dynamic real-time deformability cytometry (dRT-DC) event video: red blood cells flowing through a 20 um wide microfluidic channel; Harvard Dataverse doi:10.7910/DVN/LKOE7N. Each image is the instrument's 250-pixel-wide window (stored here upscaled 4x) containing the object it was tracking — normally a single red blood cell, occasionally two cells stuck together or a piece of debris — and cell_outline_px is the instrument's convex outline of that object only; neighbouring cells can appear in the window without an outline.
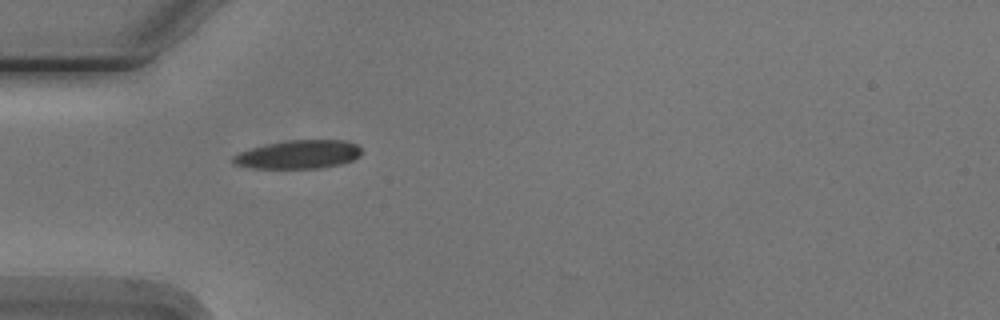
{"species": "Egyptian fruit bat (a non-hibernating species)", "species_latin": "Rousettus aegyptiacus", "temperature_condition": "cold", "stored_images_in_passage": 3, "camera_frame_rate_fps": 3000, "um_per_image_px": 0.085, "animal": {"sex": "male"}, "frame": {"image": 1, "passage_image": 1, "time_ms": 0.0, "image_size_px": [1000, 320], "cell_outline_px": [[360, 156], [352, 160], [340, 164], [320, 168], [252, 168], [232, 164], [232, 156], [240, 152], [252, 148], [268, 144], [288, 140], [344, 140], [356, 144], [360, 148]], "centroid_in_image_um": [25.35, 13.13], "position_along_channel_um": 59.6, "area_um2": 21.21}}
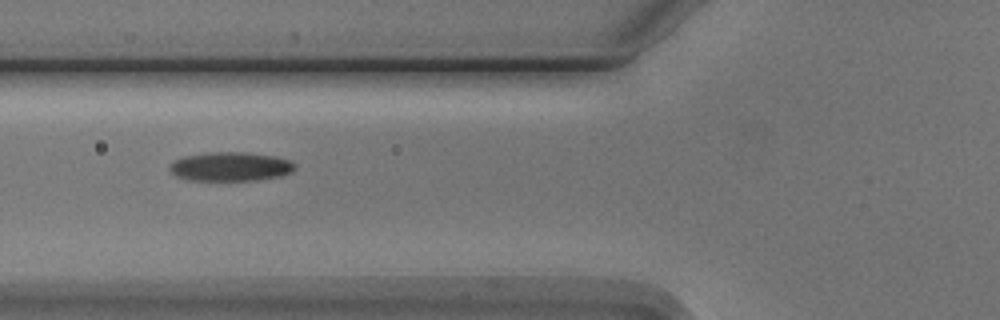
{"frame": {"image": 2, "passage_image": 2, "time_ms": 1.333, "image_size_px": [1000, 320], "cell_outline_px": [[296, 168], [292, 172], [280, 176], [256, 180], [188, 180], [176, 176], [168, 168], [176, 160], [184, 156], [212, 152], [244, 152], [276, 156], [288, 160], [296, 164]], "centroid_in_image_um": [19.62, 14.16], "position_along_channel_um": 106.2, "area_um2": 21.1}}
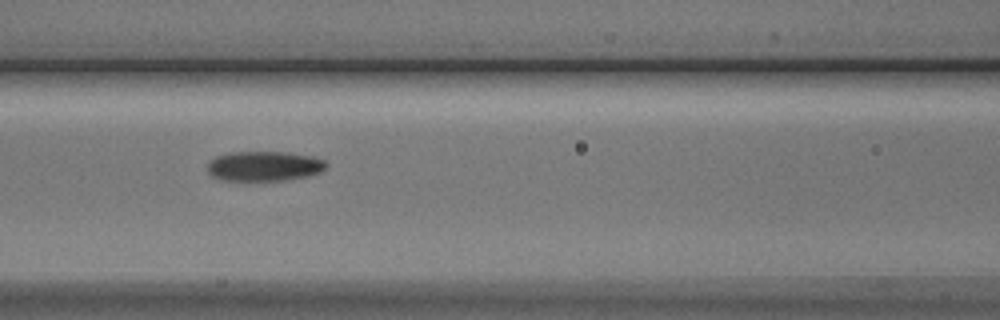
{"frame": {"image": 3, "passage_image": 3, "time_ms": 2.333, "image_size_px": [1000, 320], "cell_outline_px": [[328, 164], [320, 172], [308, 176], [284, 180], [224, 180], [212, 176], [208, 172], [208, 160], [216, 156], [228, 152], [288, 152], [312, 156], [324, 160]], "centroid_in_image_um": [22.44, 14.11], "position_along_channel_um": 144.2, "area_um2": 20.69}}